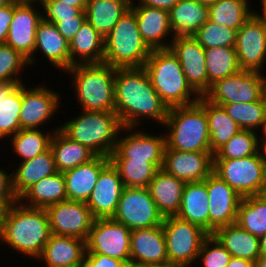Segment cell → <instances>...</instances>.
Returning <instances> with one entry per match:
<instances>
[{
  "label": "cell",
  "mask_w": 266,
  "mask_h": 267,
  "mask_svg": "<svg viewBox=\"0 0 266 267\" xmlns=\"http://www.w3.org/2000/svg\"><path fill=\"white\" fill-rule=\"evenodd\" d=\"M114 93L115 113L123 127L137 128L144 117L160 125L166 121L169 109L153 88L143 67L115 68Z\"/></svg>",
  "instance_id": "6da1fadb"
},
{
  "label": "cell",
  "mask_w": 266,
  "mask_h": 267,
  "mask_svg": "<svg viewBox=\"0 0 266 267\" xmlns=\"http://www.w3.org/2000/svg\"><path fill=\"white\" fill-rule=\"evenodd\" d=\"M51 234L45 208L29 207L18 200L7 212L0 241L25 257L38 259Z\"/></svg>",
  "instance_id": "7a4b0ae2"
},
{
  "label": "cell",
  "mask_w": 266,
  "mask_h": 267,
  "mask_svg": "<svg viewBox=\"0 0 266 267\" xmlns=\"http://www.w3.org/2000/svg\"><path fill=\"white\" fill-rule=\"evenodd\" d=\"M143 68L168 109L199 101L200 96L189 85L178 58L170 49L152 50Z\"/></svg>",
  "instance_id": "3957f363"
},
{
  "label": "cell",
  "mask_w": 266,
  "mask_h": 267,
  "mask_svg": "<svg viewBox=\"0 0 266 267\" xmlns=\"http://www.w3.org/2000/svg\"><path fill=\"white\" fill-rule=\"evenodd\" d=\"M82 111L81 116L59 126L60 130L95 156L109 157L123 128L119 117L115 112Z\"/></svg>",
  "instance_id": "277c9868"
},
{
  "label": "cell",
  "mask_w": 266,
  "mask_h": 267,
  "mask_svg": "<svg viewBox=\"0 0 266 267\" xmlns=\"http://www.w3.org/2000/svg\"><path fill=\"white\" fill-rule=\"evenodd\" d=\"M72 74L74 91L82 110L115 112V68L105 63L76 64L65 70Z\"/></svg>",
  "instance_id": "5b68a950"
},
{
  "label": "cell",
  "mask_w": 266,
  "mask_h": 267,
  "mask_svg": "<svg viewBox=\"0 0 266 267\" xmlns=\"http://www.w3.org/2000/svg\"><path fill=\"white\" fill-rule=\"evenodd\" d=\"M166 146L185 152H211L208 118L205 109L197 102L168 110Z\"/></svg>",
  "instance_id": "8992f818"
},
{
  "label": "cell",
  "mask_w": 266,
  "mask_h": 267,
  "mask_svg": "<svg viewBox=\"0 0 266 267\" xmlns=\"http://www.w3.org/2000/svg\"><path fill=\"white\" fill-rule=\"evenodd\" d=\"M151 51L140 35L135 13L130 8L104 38L103 63L116 69L140 68Z\"/></svg>",
  "instance_id": "52a82bcc"
},
{
  "label": "cell",
  "mask_w": 266,
  "mask_h": 267,
  "mask_svg": "<svg viewBox=\"0 0 266 267\" xmlns=\"http://www.w3.org/2000/svg\"><path fill=\"white\" fill-rule=\"evenodd\" d=\"M163 233L169 264L191 267L197 261L204 240L209 234L196 224L168 216L163 219Z\"/></svg>",
  "instance_id": "ba28073f"
},
{
  "label": "cell",
  "mask_w": 266,
  "mask_h": 267,
  "mask_svg": "<svg viewBox=\"0 0 266 267\" xmlns=\"http://www.w3.org/2000/svg\"><path fill=\"white\" fill-rule=\"evenodd\" d=\"M213 172L242 197L262 195L266 166L259 153L241 159H214Z\"/></svg>",
  "instance_id": "9c48e42d"
},
{
  "label": "cell",
  "mask_w": 266,
  "mask_h": 267,
  "mask_svg": "<svg viewBox=\"0 0 266 267\" xmlns=\"http://www.w3.org/2000/svg\"><path fill=\"white\" fill-rule=\"evenodd\" d=\"M266 93V76L260 72L241 70L211 85L204 97L217 105L250 103Z\"/></svg>",
  "instance_id": "30bf717a"
},
{
  "label": "cell",
  "mask_w": 266,
  "mask_h": 267,
  "mask_svg": "<svg viewBox=\"0 0 266 267\" xmlns=\"http://www.w3.org/2000/svg\"><path fill=\"white\" fill-rule=\"evenodd\" d=\"M112 219L133 231L162 225L164 217L148 188L124 187Z\"/></svg>",
  "instance_id": "8fae6325"
},
{
  "label": "cell",
  "mask_w": 266,
  "mask_h": 267,
  "mask_svg": "<svg viewBox=\"0 0 266 267\" xmlns=\"http://www.w3.org/2000/svg\"><path fill=\"white\" fill-rule=\"evenodd\" d=\"M131 230L112 218L95 219L86 239V253L104 254L130 264Z\"/></svg>",
  "instance_id": "7c38bea8"
},
{
  "label": "cell",
  "mask_w": 266,
  "mask_h": 267,
  "mask_svg": "<svg viewBox=\"0 0 266 267\" xmlns=\"http://www.w3.org/2000/svg\"><path fill=\"white\" fill-rule=\"evenodd\" d=\"M45 210L52 234L86 241L95 220L86 202L65 200Z\"/></svg>",
  "instance_id": "4fadbf2b"
},
{
  "label": "cell",
  "mask_w": 266,
  "mask_h": 267,
  "mask_svg": "<svg viewBox=\"0 0 266 267\" xmlns=\"http://www.w3.org/2000/svg\"><path fill=\"white\" fill-rule=\"evenodd\" d=\"M34 2L37 4V1L33 0H14V15L9 25V32L5 42L6 45L26 57L29 66L35 62L36 30L45 15L35 10Z\"/></svg>",
  "instance_id": "5bb4252c"
},
{
  "label": "cell",
  "mask_w": 266,
  "mask_h": 267,
  "mask_svg": "<svg viewBox=\"0 0 266 267\" xmlns=\"http://www.w3.org/2000/svg\"><path fill=\"white\" fill-rule=\"evenodd\" d=\"M235 50L241 70L262 73L266 63V22L252 14L237 31Z\"/></svg>",
  "instance_id": "9a60e30c"
},
{
  "label": "cell",
  "mask_w": 266,
  "mask_h": 267,
  "mask_svg": "<svg viewBox=\"0 0 266 267\" xmlns=\"http://www.w3.org/2000/svg\"><path fill=\"white\" fill-rule=\"evenodd\" d=\"M204 182L209 200V234L218 228L235 223L242 196L212 172Z\"/></svg>",
  "instance_id": "2e32d148"
},
{
  "label": "cell",
  "mask_w": 266,
  "mask_h": 267,
  "mask_svg": "<svg viewBox=\"0 0 266 267\" xmlns=\"http://www.w3.org/2000/svg\"><path fill=\"white\" fill-rule=\"evenodd\" d=\"M122 131H127L128 134L118 137L116 148L109 156L110 160L163 162L166 136H154L151 133L135 130V127L134 129L133 127H123ZM131 131L136 132L131 133Z\"/></svg>",
  "instance_id": "e0dca14e"
},
{
  "label": "cell",
  "mask_w": 266,
  "mask_h": 267,
  "mask_svg": "<svg viewBox=\"0 0 266 267\" xmlns=\"http://www.w3.org/2000/svg\"><path fill=\"white\" fill-rule=\"evenodd\" d=\"M169 49L178 58L189 85L204 96L208 92L205 49L193 36L173 38Z\"/></svg>",
  "instance_id": "ac0fdd59"
},
{
  "label": "cell",
  "mask_w": 266,
  "mask_h": 267,
  "mask_svg": "<svg viewBox=\"0 0 266 267\" xmlns=\"http://www.w3.org/2000/svg\"><path fill=\"white\" fill-rule=\"evenodd\" d=\"M213 166L212 152H185L165 147L162 169L185 183L204 181L213 172Z\"/></svg>",
  "instance_id": "d6986e66"
},
{
  "label": "cell",
  "mask_w": 266,
  "mask_h": 267,
  "mask_svg": "<svg viewBox=\"0 0 266 267\" xmlns=\"http://www.w3.org/2000/svg\"><path fill=\"white\" fill-rule=\"evenodd\" d=\"M59 97V93L49 87L45 88L43 84L30 89L22 84L21 129H38L41 124L52 119L57 109H60Z\"/></svg>",
  "instance_id": "ffe728a7"
},
{
  "label": "cell",
  "mask_w": 266,
  "mask_h": 267,
  "mask_svg": "<svg viewBox=\"0 0 266 267\" xmlns=\"http://www.w3.org/2000/svg\"><path fill=\"white\" fill-rule=\"evenodd\" d=\"M124 185L111 161L101 170L93 191L86 202L95 219L112 218Z\"/></svg>",
  "instance_id": "44dd1931"
},
{
  "label": "cell",
  "mask_w": 266,
  "mask_h": 267,
  "mask_svg": "<svg viewBox=\"0 0 266 267\" xmlns=\"http://www.w3.org/2000/svg\"><path fill=\"white\" fill-rule=\"evenodd\" d=\"M130 263L169 264L162 225L131 231Z\"/></svg>",
  "instance_id": "7402d4cb"
},
{
  "label": "cell",
  "mask_w": 266,
  "mask_h": 267,
  "mask_svg": "<svg viewBox=\"0 0 266 267\" xmlns=\"http://www.w3.org/2000/svg\"><path fill=\"white\" fill-rule=\"evenodd\" d=\"M130 8L135 13L140 35L147 46L151 50L169 49L172 40L168 43L165 38L171 35L173 39V32L169 22V12L142 5H131Z\"/></svg>",
  "instance_id": "603a6c76"
},
{
  "label": "cell",
  "mask_w": 266,
  "mask_h": 267,
  "mask_svg": "<svg viewBox=\"0 0 266 267\" xmlns=\"http://www.w3.org/2000/svg\"><path fill=\"white\" fill-rule=\"evenodd\" d=\"M85 253V240L51 234L38 260L47 267H82Z\"/></svg>",
  "instance_id": "cb8c5ba5"
},
{
  "label": "cell",
  "mask_w": 266,
  "mask_h": 267,
  "mask_svg": "<svg viewBox=\"0 0 266 267\" xmlns=\"http://www.w3.org/2000/svg\"><path fill=\"white\" fill-rule=\"evenodd\" d=\"M110 162V157L95 156L88 163L63 172L67 200L87 202L101 170Z\"/></svg>",
  "instance_id": "d4e9b609"
},
{
  "label": "cell",
  "mask_w": 266,
  "mask_h": 267,
  "mask_svg": "<svg viewBox=\"0 0 266 267\" xmlns=\"http://www.w3.org/2000/svg\"><path fill=\"white\" fill-rule=\"evenodd\" d=\"M38 49L56 69L65 71L71 68L69 42L58 31L54 23L48 22L44 18L36 30L34 54Z\"/></svg>",
  "instance_id": "484cf974"
},
{
  "label": "cell",
  "mask_w": 266,
  "mask_h": 267,
  "mask_svg": "<svg viewBox=\"0 0 266 267\" xmlns=\"http://www.w3.org/2000/svg\"><path fill=\"white\" fill-rule=\"evenodd\" d=\"M185 182L159 169L150 181L148 189L159 213L165 218L176 216L183 195Z\"/></svg>",
  "instance_id": "4316f807"
},
{
  "label": "cell",
  "mask_w": 266,
  "mask_h": 267,
  "mask_svg": "<svg viewBox=\"0 0 266 267\" xmlns=\"http://www.w3.org/2000/svg\"><path fill=\"white\" fill-rule=\"evenodd\" d=\"M17 168L12 173V188L18 199L36 182L58 172L51 148L33 159L20 162Z\"/></svg>",
  "instance_id": "83f0119b"
},
{
  "label": "cell",
  "mask_w": 266,
  "mask_h": 267,
  "mask_svg": "<svg viewBox=\"0 0 266 267\" xmlns=\"http://www.w3.org/2000/svg\"><path fill=\"white\" fill-rule=\"evenodd\" d=\"M168 12L173 38L194 36L209 20V6L196 0H179Z\"/></svg>",
  "instance_id": "f1b7e54d"
},
{
  "label": "cell",
  "mask_w": 266,
  "mask_h": 267,
  "mask_svg": "<svg viewBox=\"0 0 266 267\" xmlns=\"http://www.w3.org/2000/svg\"><path fill=\"white\" fill-rule=\"evenodd\" d=\"M176 216L198 225L209 234V200L207 185L204 181L185 184L181 205Z\"/></svg>",
  "instance_id": "f546056e"
},
{
  "label": "cell",
  "mask_w": 266,
  "mask_h": 267,
  "mask_svg": "<svg viewBox=\"0 0 266 267\" xmlns=\"http://www.w3.org/2000/svg\"><path fill=\"white\" fill-rule=\"evenodd\" d=\"M69 50L71 67L76 64L103 63L104 37L86 20L69 42Z\"/></svg>",
  "instance_id": "4dcf8cb0"
},
{
  "label": "cell",
  "mask_w": 266,
  "mask_h": 267,
  "mask_svg": "<svg viewBox=\"0 0 266 267\" xmlns=\"http://www.w3.org/2000/svg\"><path fill=\"white\" fill-rule=\"evenodd\" d=\"M213 235L232 257L252 262L260 257L259 237L247 232L236 222L218 228Z\"/></svg>",
  "instance_id": "1f68e13d"
},
{
  "label": "cell",
  "mask_w": 266,
  "mask_h": 267,
  "mask_svg": "<svg viewBox=\"0 0 266 267\" xmlns=\"http://www.w3.org/2000/svg\"><path fill=\"white\" fill-rule=\"evenodd\" d=\"M198 103L205 109L208 118L210 148L215 154L242 129L227 114L223 106L208 101L204 96L199 98Z\"/></svg>",
  "instance_id": "d6a6232c"
},
{
  "label": "cell",
  "mask_w": 266,
  "mask_h": 267,
  "mask_svg": "<svg viewBox=\"0 0 266 267\" xmlns=\"http://www.w3.org/2000/svg\"><path fill=\"white\" fill-rule=\"evenodd\" d=\"M22 82H0V138L21 129Z\"/></svg>",
  "instance_id": "836d02e7"
},
{
  "label": "cell",
  "mask_w": 266,
  "mask_h": 267,
  "mask_svg": "<svg viewBox=\"0 0 266 267\" xmlns=\"http://www.w3.org/2000/svg\"><path fill=\"white\" fill-rule=\"evenodd\" d=\"M132 0H87L86 20L104 38L130 9Z\"/></svg>",
  "instance_id": "e575fe53"
},
{
  "label": "cell",
  "mask_w": 266,
  "mask_h": 267,
  "mask_svg": "<svg viewBox=\"0 0 266 267\" xmlns=\"http://www.w3.org/2000/svg\"><path fill=\"white\" fill-rule=\"evenodd\" d=\"M54 134L50 142V148L54 155L55 165L58 172L75 168L88 163L95 155L83 144L70 139L60 127L53 129Z\"/></svg>",
  "instance_id": "d590c367"
},
{
  "label": "cell",
  "mask_w": 266,
  "mask_h": 267,
  "mask_svg": "<svg viewBox=\"0 0 266 267\" xmlns=\"http://www.w3.org/2000/svg\"><path fill=\"white\" fill-rule=\"evenodd\" d=\"M18 200L26 206L37 208H46L67 200L63 172H57L36 182Z\"/></svg>",
  "instance_id": "8d00e7d4"
},
{
  "label": "cell",
  "mask_w": 266,
  "mask_h": 267,
  "mask_svg": "<svg viewBox=\"0 0 266 267\" xmlns=\"http://www.w3.org/2000/svg\"><path fill=\"white\" fill-rule=\"evenodd\" d=\"M236 223L257 237L264 235L266 233V197L263 194L242 197Z\"/></svg>",
  "instance_id": "74e56055"
},
{
  "label": "cell",
  "mask_w": 266,
  "mask_h": 267,
  "mask_svg": "<svg viewBox=\"0 0 266 267\" xmlns=\"http://www.w3.org/2000/svg\"><path fill=\"white\" fill-rule=\"evenodd\" d=\"M208 91L212 84L241 71L235 47L205 49Z\"/></svg>",
  "instance_id": "f35d334b"
},
{
  "label": "cell",
  "mask_w": 266,
  "mask_h": 267,
  "mask_svg": "<svg viewBox=\"0 0 266 267\" xmlns=\"http://www.w3.org/2000/svg\"><path fill=\"white\" fill-rule=\"evenodd\" d=\"M117 168L124 187L148 188L163 162L145 160H110Z\"/></svg>",
  "instance_id": "ab89813d"
},
{
  "label": "cell",
  "mask_w": 266,
  "mask_h": 267,
  "mask_svg": "<svg viewBox=\"0 0 266 267\" xmlns=\"http://www.w3.org/2000/svg\"><path fill=\"white\" fill-rule=\"evenodd\" d=\"M249 1L218 0L209 6V19L238 31L254 12V10L251 11Z\"/></svg>",
  "instance_id": "60d3db41"
},
{
  "label": "cell",
  "mask_w": 266,
  "mask_h": 267,
  "mask_svg": "<svg viewBox=\"0 0 266 267\" xmlns=\"http://www.w3.org/2000/svg\"><path fill=\"white\" fill-rule=\"evenodd\" d=\"M52 132L45 134L41 129H20L11 136L12 149L21 157V162L33 159L50 148Z\"/></svg>",
  "instance_id": "b9f144b4"
},
{
  "label": "cell",
  "mask_w": 266,
  "mask_h": 267,
  "mask_svg": "<svg viewBox=\"0 0 266 267\" xmlns=\"http://www.w3.org/2000/svg\"><path fill=\"white\" fill-rule=\"evenodd\" d=\"M222 106L242 130L255 131L258 127L261 129L266 118V93L255 102L226 103Z\"/></svg>",
  "instance_id": "7bdbcfd3"
},
{
  "label": "cell",
  "mask_w": 266,
  "mask_h": 267,
  "mask_svg": "<svg viewBox=\"0 0 266 267\" xmlns=\"http://www.w3.org/2000/svg\"><path fill=\"white\" fill-rule=\"evenodd\" d=\"M193 37L204 49L235 47L237 30L209 19Z\"/></svg>",
  "instance_id": "ee69618b"
},
{
  "label": "cell",
  "mask_w": 266,
  "mask_h": 267,
  "mask_svg": "<svg viewBox=\"0 0 266 267\" xmlns=\"http://www.w3.org/2000/svg\"><path fill=\"white\" fill-rule=\"evenodd\" d=\"M255 132L240 131L214 154V159H241L255 155L258 152V135Z\"/></svg>",
  "instance_id": "f6af8a7d"
},
{
  "label": "cell",
  "mask_w": 266,
  "mask_h": 267,
  "mask_svg": "<svg viewBox=\"0 0 266 267\" xmlns=\"http://www.w3.org/2000/svg\"><path fill=\"white\" fill-rule=\"evenodd\" d=\"M26 66H29L26 57L8 45L0 44V82H22L19 74Z\"/></svg>",
  "instance_id": "bcb514c9"
},
{
  "label": "cell",
  "mask_w": 266,
  "mask_h": 267,
  "mask_svg": "<svg viewBox=\"0 0 266 267\" xmlns=\"http://www.w3.org/2000/svg\"><path fill=\"white\" fill-rule=\"evenodd\" d=\"M231 257L220 241L209 234L202 244L197 260L201 259L204 267H226Z\"/></svg>",
  "instance_id": "7dc6e473"
},
{
  "label": "cell",
  "mask_w": 266,
  "mask_h": 267,
  "mask_svg": "<svg viewBox=\"0 0 266 267\" xmlns=\"http://www.w3.org/2000/svg\"><path fill=\"white\" fill-rule=\"evenodd\" d=\"M43 8V18L56 24L60 19H67L77 16L81 11L80 7H75L61 1H38ZM47 16V17H46Z\"/></svg>",
  "instance_id": "c3c4849f"
},
{
  "label": "cell",
  "mask_w": 266,
  "mask_h": 267,
  "mask_svg": "<svg viewBox=\"0 0 266 267\" xmlns=\"http://www.w3.org/2000/svg\"><path fill=\"white\" fill-rule=\"evenodd\" d=\"M86 21L85 11H81L77 16L67 19H60L55 25L58 31L70 42L75 34Z\"/></svg>",
  "instance_id": "681fc988"
},
{
  "label": "cell",
  "mask_w": 266,
  "mask_h": 267,
  "mask_svg": "<svg viewBox=\"0 0 266 267\" xmlns=\"http://www.w3.org/2000/svg\"><path fill=\"white\" fill-rule=\"evenodd\" d=\"M82 267H127V265L104 254L85 253Z\"/></svg>",
  "instance_id": "f907efd6"
},
{
  "label": "cell",
  "mask_w": 266,
  "mask_h": 267,
  "mask_svg": "<svg viewBox=\"0 0 266 267\" xmlns=\"http://www.w3.org/2000/svg\"><path fill=\"white\" fill-rule=\"evenodd\" d=\"M14 15V0L8 5L0 7V44H5L9 32V25Z\"/></svg>",
  "instance_id": "816d5d0a"
},
{
  "label": "cell",
  "mask_w": 266,
  "mask_h": 267,
  "mask_svg": "<svg viewBox=\"0 0 266 267\" xmlns=\"http://www.w3.org/2000/svg\"><path fill=\"white\" fill-rule=\"evenodd\" d=\"M0 201H18L12 188V173L0 169Z\"/></svg>",
  "instance_id": "f5cc1de1"
},
{
  "label": "cell",
  "mask_w": 266,
  "mask_h": 267,
  "mask_svg": "<svg viewBox=\"0 0 266 267\" xmlns=\"http://www.w3.org/2000/svg\"><path fill=\"white\" fill-rule=\"evenodd\" d=\"M139 3L131 2V5H142L169 11L179 0H138Z\"/></svg>",
  "instance_id": "db71d44e"
},
{
  "label": "cell",
  "mask_w": 266,
  "mask_h": 267,
  "mask_svg": "<svg viewBox=\"0 0 266 267\" xmlns=\"http://www.w3.org/2000/svg\"><path fill=\"white\" fill-rule=\"evenodd\" d=\"M17 201H0V232L3 227V223L6 219L9 208L14 205Z\"/></svg>",
  "instance_id": "11a10c76"
},
{
  "label": "cell",
  "mask_w": 266,
  "mask_h": 267,
  "mask_svg": "<svg viewBox=\"0 0 266 267\" xmlns=\"http://www.w3.org/2000/svg\"><path fill=\"white\" fill-rule=\"evenodd\" d=\"M226 267H254V262L247 259L231 257Z\"/></svg>",
  "instance_id": "9f6ffc18"
},
{
  "label": "cell",
  "mask_w": 266,
  "mask_h": 267,
  "mask_svg": "<svg viewBox=\"0 0 266 267\" xmlns=\"http://www.w3.org/2000/svg\"><path fill=\"white\" fill-rule=\"evenodd\" d=\"M39 1H61L75 7H80L83 11H85L87 6V0H39Z\"/></svg>",
  "instance_id": "6f0895ef"
},
{
  "label": "cell",
  "mask_w": 266,
  "mask_h": 267,
  "mask_svg": "<svg viewBox=\"0 0 266 267\" xmlns=\"http://www.w3.org/2000/svg\"><path fill=\"white\" fill-rule=\"evenodd\" d=\"M258 138V153L260 155V158L265 163L266 166V139ZM262 151V152H261Z\"/></svg>",
  "instance_id": "680465c9"
},
{
  "label": "cell",
  "mask_w": 266,
  "mask_h": 267,
  "mask_svg": "<svg viewBox=\"0 0 266 267\" xmlns=\"http://www.w3.org/2000/svg\"><path fill=\"white\" fill-rule=\"evenodd\" d=\"M260 256H266V233L259 237Z\"/></svg>",
  "instance_id": "91938a15"
},
{
  "label": "cell",
  "mask_w": 266,
  "mask_h": 267,
  "mask_svg": "<svg viewBox=\"0 0 266 267\" xmlns=\"http://www.w3.org/2000/svg\"><path fill=\"white\" fill-rule=\"evenodd\" d=\"M127 267H174L170 264H135L130 263Z\"/></svg>",
  "instance_id": "94428289"
},
{
  "label": "cell",
  "mask_w": 266,
  "mask_h": 267,
  "mask_svg": "<svg viewBox=\"0 0 266 267\" xmlns=\"http://www.w3.org/2000/svg\"><path fill=\"white\" fill-rule=\"evenodd\" d=\"M260 2H261V4H262V6H263V8L261 9V10L263 11L262 14H260V13L258 14L256 11L253 12V14H254L257 18L266 21V0H260Z\"/></svg>",
  "instance_id": "6125c7cd"
},
{
  "label": "cell",
  "mask_w": 266,
  "mask_h": 267,
  "mask_svg": "<svg viewBox=\"0 0 266 267\" xmlns=\"http://www.w3.org/2000/svg\"><path fill=\"white\" fill-rule=\"evenodd\" d=\"M254 267H266V256H260L255 262Z\"/></svg>",
  "instance_id": "be15d7a7"
},
{
  "label": "cell",
  "mask_w": 266,
  "mask_h": 267,
  "mask_svg": "<svg viewBox=\"0 0 266 267\" xmlns=\"http://www.w3.org/2000/svg\"><path fill=\"white\" fill-rule=\"evenodd\" d=\"M196 1L202 5L211 6V5L215 4L218 0H196Z\"/></svg>",
  "instance_id": "e7e4bbea"
},
{
  "label": "cell",
  "mask_w": 266,
  "mask_h": 267,
  "mask_svg": "<svg viewBox=\"0 0 266 267\" xmlns=\"http://www.w3.org/2000/svg\"><path fill=\"white\" fill-rule=\"evenodd\" d=\"M262 132L264 133L263 135V138L262 139H266V118H265V121L263 122L262 126Z\"/></svg>",
  "instance_id": "03108f58"
},
{
  "label": "cell",
  "mask_w": 266,
  "mask_h": 267,
  "mask_svg": "<svg viewBox=\"0 0 266 267\" xmlns=\"http://www.w3.org/2000/svg\"><path fill=\"white\" fill-rule=\"evenodd\" d=\"M12 0H0V7L8 5Z\"/></svg>",
  "instance_id": "003e7915"
},
{
  "label": "cell",
  "mask_w": 266,
  "mask_h": 267,
  "mask_svg": "<svg viewBox=\"0 0 266 267\" xmlns=\"http://www.w3.org/2000/svg\"><path fill=\"white\" fill-rule=\"evenodd\" d=\"M263 195L266 197V186H265V189H264Z\"/></svg>",
  "instance_id": "a7ac6f4b"
}]
</instances>
